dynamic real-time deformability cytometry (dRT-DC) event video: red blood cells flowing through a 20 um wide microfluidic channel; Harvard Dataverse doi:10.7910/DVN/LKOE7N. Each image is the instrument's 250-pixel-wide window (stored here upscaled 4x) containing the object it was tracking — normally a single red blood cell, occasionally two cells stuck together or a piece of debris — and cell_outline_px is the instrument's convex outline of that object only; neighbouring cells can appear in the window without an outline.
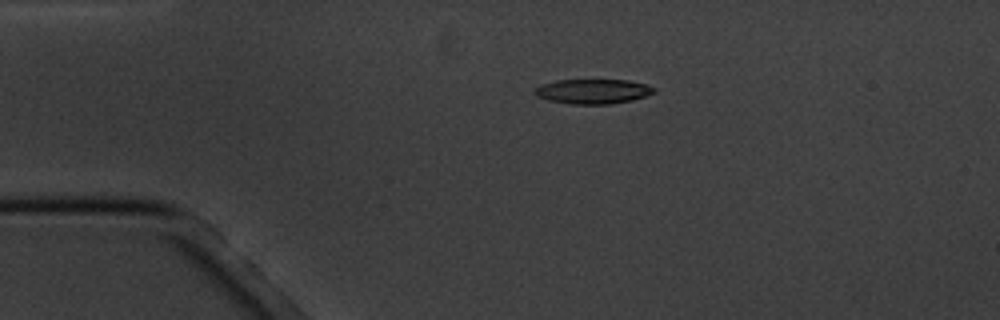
{"species": "common noctule bat (a hibernating species)", "species_latin": "Nyctalus noctula", "temperature_condition": "cold", "stored_images_in_passage": 4, "camera_frame_rate_fps": 3000, "um_per_image_px": 0.085, "animal": {"sex": "male", "body_mass_g": 20.1, "forearm_length_mm": 53.5}, "frame": {"image": 1, "passage_image": 3, "time_ms": 3.0, "image_size_px": [1000, 320], "cell_outline_px": [[656, 92], [632, 100], [608, 104], [572, 104], [548, 100], [536, 96], [532, 92], [540, 84], [556, 80], [628, 80], [648, 84], [656, 88]], "centroid_in_image_um": [50.39, 7.76], "position_along_channel_um": 34.6, "area_um2": 17.28}}